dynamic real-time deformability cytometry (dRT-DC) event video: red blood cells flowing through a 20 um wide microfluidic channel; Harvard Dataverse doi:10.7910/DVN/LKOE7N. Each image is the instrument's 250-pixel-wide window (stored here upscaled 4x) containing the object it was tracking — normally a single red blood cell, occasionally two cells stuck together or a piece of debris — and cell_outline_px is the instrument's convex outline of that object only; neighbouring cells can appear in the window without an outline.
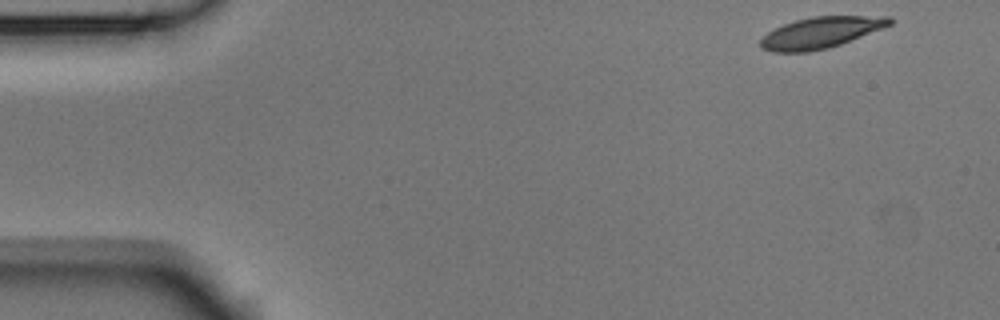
{"species": "Egyptian fruit bat (a non-hibernating species)", "species_latin": "Rousettus aegyptiacus", "temperature_condition": "room temperature", "stored_images_in_passage": 50, "camera_frame_rate_fps": 3000, "um_per_image_px": 0.085, "animal": {"sex": "male"}, "frame": {"image": 1, "passage_image": 1, "time_ms": 0.0, "image_size_px": [1000, 320], "cell_outline_px": [[896, 20], [892, 24], [884, 28], [840, 44], [828, 48], [808, 52], [772, 52], [760, 48], [760, 40], [768, 32], [784, 24], [796, 20], [812, 16], [892, 16]], "centroid_in_image_um": [69.81, 2.76], "position_along_channel_um": 15.2, "area_um2": 23.58}}
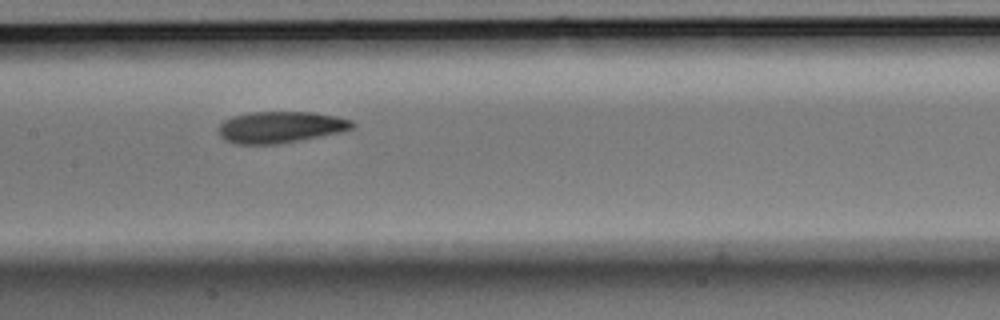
{"frame": {"image": 2, "passage_image": 23, "time_ms": 7.333, "image_size_px": [1000, 320], "cell_outline_px": [[356, 128], [344, 132], [276, 144], [236, 144], [224, 140], [220, 136], [220, 124], [224, 120], [232, 116], [248, 112], [312, 112], [336, 116], [352, 120], [356, 124]], "centroid_in_image_um": [23.89, 10.8], "position_along_channel_um": 183.5, "area_um2": 24.74}}
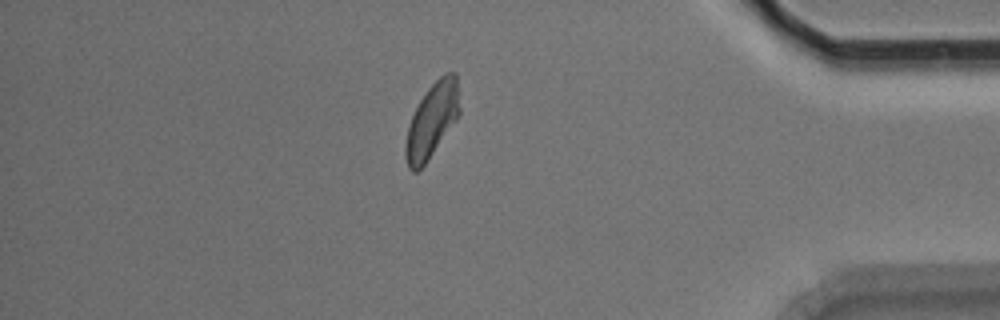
{"frame": {"image": 3, "passage_image": 43, "time_ms": 14.0, "image_size_px": [1000, 320], "cell_outline_px": [[460, 112], [424, 164], [416, 172], [412, 172], [408, 168], [404, 156], [404, 144], [408, 128], [412, 116], [420, 100], [428, 88], [444, 72], [456, 72], [460, 108]], "centroid_in_image_um": [36.69, 10.21], "position_along_channel_um": 398.5, "area_um2": 22.95}, "authors_computed_cell_mechanics": {"area_um2": 24.1026, "velocity_mm_per_s": 3.7449, "shape_relaxation_time_tau1_ms": 3.7288, "shape_relaxation_time_tau2_ms": 1.6008, "deformation_change_tau1": 0.1302, "deformation_change_tau2": 0.0651}}